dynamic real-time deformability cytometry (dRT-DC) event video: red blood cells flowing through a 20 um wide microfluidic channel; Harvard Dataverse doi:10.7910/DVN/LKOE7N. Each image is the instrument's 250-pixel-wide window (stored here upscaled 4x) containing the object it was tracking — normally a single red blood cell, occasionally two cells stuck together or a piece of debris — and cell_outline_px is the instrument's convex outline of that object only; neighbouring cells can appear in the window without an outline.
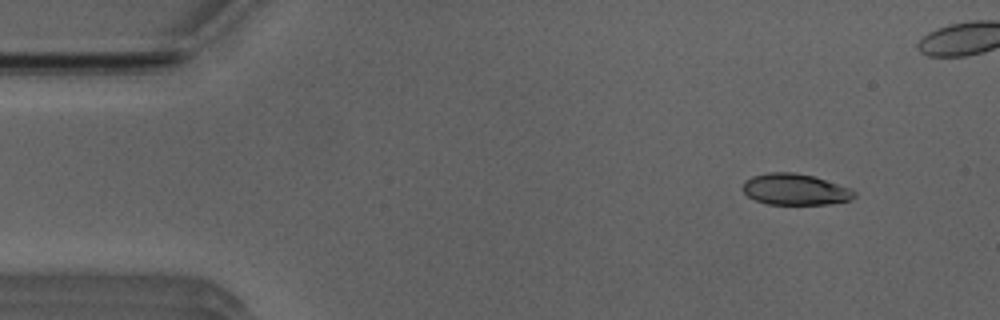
{"species": "Egyptian fruit bat (a non-hibernating species)", "species_latin": "Rousettus aegyptiacus", "temperature_condition": "room temperature", "stored_images_in_passage": 43, "camera_frame_rate_fps": 3000, "um_per_image_px": 0.085, "animal": {"sex": "male"}, "frame": {"image": 1, "passage_image": 3, "time_ms": 0.667, "image_size_px": [1000, 320], "cell_outline_px": [[856, 196], [848, 200], [828, 204], [768, 204], [756, 200], [748, 196], [740, 188], [744, 180], [752, 176], [768, 172], [796, 172], [812, 176], [848, 188], [856, 192]], "centroid_in_image_um": [67.51, 16.09], "position_along_channel_um": 17.5, "area_um2": 20.17}}
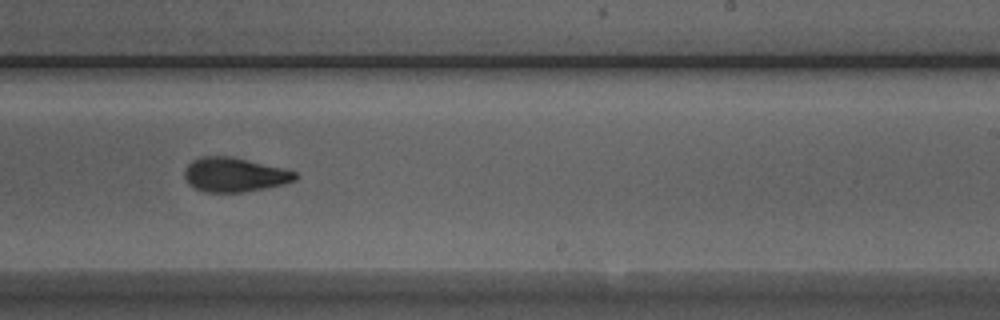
{"frame": {"image": 2, "passage_image": 29, "time_ms": 9.333, "image_size_px": [1000, 320], "cell_outline_px": [[296, 180], [284, 184], [244, 192], [204, 192], [188, 184], [184, 176], [184, 172], [188, 164], [192, 160], [200, 156], [228, 156], [280, 168], [296, 172]], "centroid_in_image_um": [19.87, 14.86], "position_along_channel_um": 269.1, "area_um2": 21.79}}
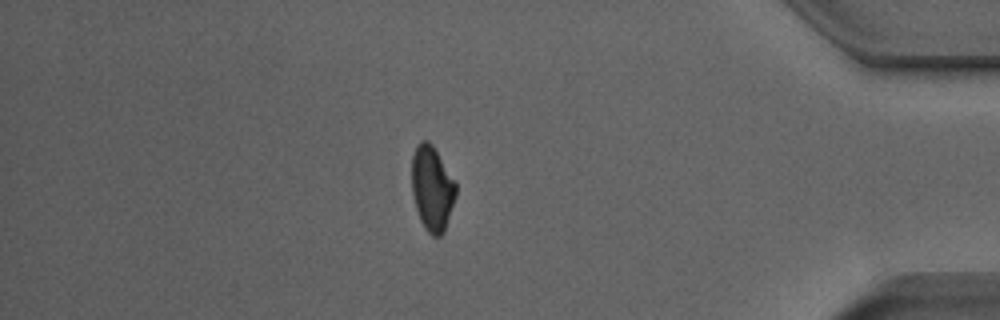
{"frame": {"image": 3, "passage_image": 42, "time_ms": 13.667, "image_size_px": [1000, 320], "cell_outline_px": [[456, 196], [444, 232], [440, 236], [432, 236], [424, 228], [420, 220], [416, 208], [412, 192], [412, 156], [416, 144], [420, 140], [428, 140], [432, 144], [456, 180]], "centroid_in_image_um": [36.73, 15.99], "position_along_channel_um": 398.5, "area_um2": 22.08}}